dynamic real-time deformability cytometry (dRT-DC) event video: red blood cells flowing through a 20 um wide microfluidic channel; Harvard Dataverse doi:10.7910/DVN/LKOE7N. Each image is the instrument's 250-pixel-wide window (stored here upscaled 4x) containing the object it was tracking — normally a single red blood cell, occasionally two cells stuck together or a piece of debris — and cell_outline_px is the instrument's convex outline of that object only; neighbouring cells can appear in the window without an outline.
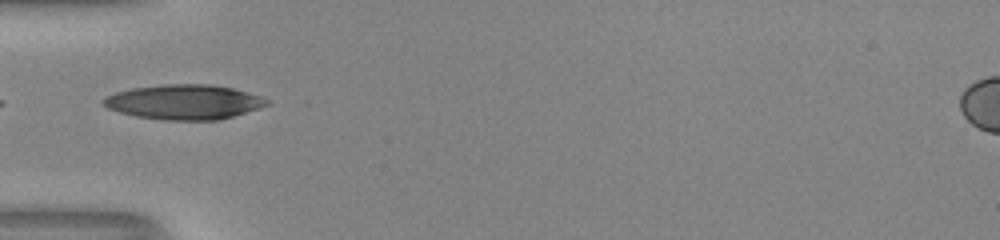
{"species": "human", "species_latin": "Homo sapiens", "temperature_condition": "room temperature", "stored_images_in_passage": 15, "camera_frame_rate_fps": 3000, "um_per_image_px": 0.085, "donor": {"sex": "male"}, "frame": {"image": 1, "passage_image": 1, "time_ms": 0.0, "image_size_px": [1000, 240], "cell_outline_px": [[268, 104], [220, 120], [164, 120], [136, 116], [120, 112], [108, 108], [100, 104], [100, 100], [104, 96], [116, 92], [132, 88], [164, 84], [208, 84], [232, 88], [260, 96], [268, 100]], "centroid_in_image_um": [15.56, 8.67], "position_along_channel_um": 69.4, "area_um2": 32.95}}